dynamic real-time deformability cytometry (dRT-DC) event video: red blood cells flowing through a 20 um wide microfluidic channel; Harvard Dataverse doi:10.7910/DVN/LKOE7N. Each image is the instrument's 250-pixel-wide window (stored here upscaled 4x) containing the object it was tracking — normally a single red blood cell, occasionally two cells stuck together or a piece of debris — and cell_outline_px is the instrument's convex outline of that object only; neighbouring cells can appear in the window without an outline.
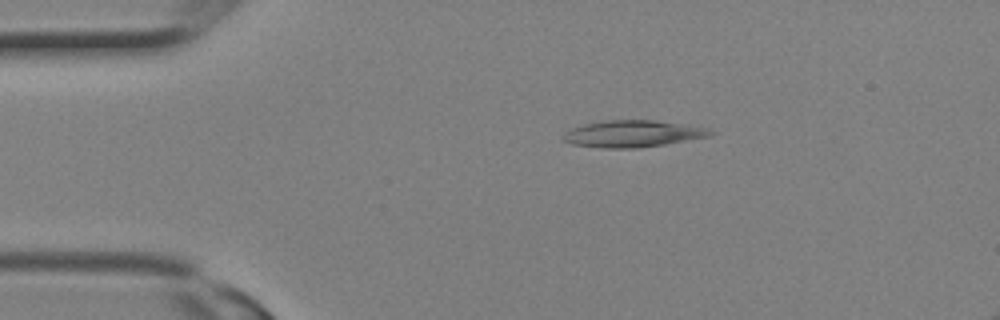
{"species": "Egyptian fruit bat (a non-hibernating species)", "species_latin": "Rousettus aegyptiacus", "temperature_condition": "room temperature", "stored_images_in_passage": 3, "camera_frame_rate_fps": 3000, "um_per_image_px": 0.085, "animal": {"sex": "female"}, "frame": {"image": 1, "passage_image": 2, "time_ms": 0.333, "image_size_px": [1000, 320], "cell_outline_px": [[716, 132], [712, 136], [664, 144], [636, 148], [600, 148], [572, 144], [564, 140], [564, 132], [572, 128], [584, 124], [604, 120], [656, 120], [708, 128]], "centroid_in_image_um": [53.81, 11.36], "position_along_channel_um": 31.2, "area_um2": 22.95}}
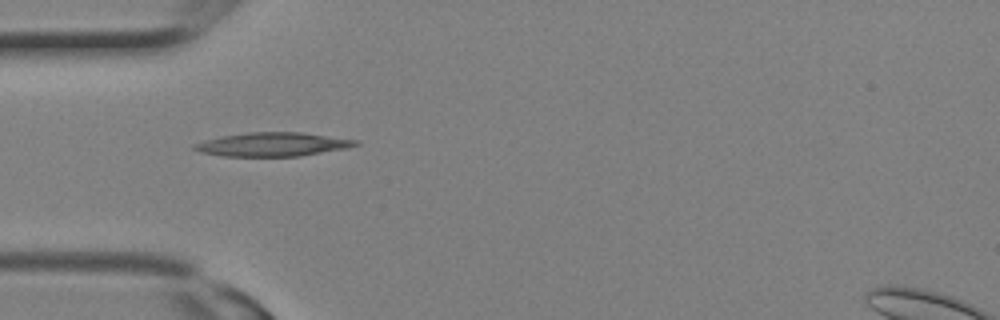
{"frame": {"image": 2, "passage_image": 3, "time_ms": 0.667, "image_size_px": [1000, 320], "cell_outline_px": [[360, 144], [348, 148], [300, 156], [220, 156], [200, 152], [192, 148], [192, 144], [224, 136], [248, 132], [300, 132], [360, 140]], "centroid_in_image_um": [23.22, 12.27], "position_along_channel_um": 61.8, "area_um2": 22.31}}